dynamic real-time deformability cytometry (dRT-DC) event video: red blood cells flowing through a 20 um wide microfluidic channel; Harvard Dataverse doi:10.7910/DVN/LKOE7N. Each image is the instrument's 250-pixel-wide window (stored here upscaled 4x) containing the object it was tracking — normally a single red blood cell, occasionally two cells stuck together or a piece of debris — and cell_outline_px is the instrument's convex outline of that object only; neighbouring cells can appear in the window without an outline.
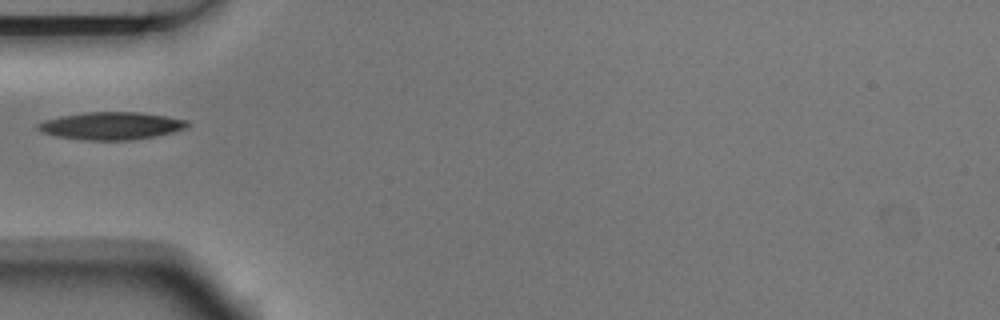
{"species": "Egyptian fruit bat (a non-hibernating species)", "species_latin": "Rousettus aegyptiacus", "temperature_condition": "room temperature", "stored_images_in_passage": 1, "camera_frame_rate_fps": 3000, "um_per_image_px": 0.085, "animal": {"sex": "male"}, "frame": {"image": 1, "passage_image": 1, "time_ms": 0.0, "image_size_px": [1000, 320], "cell_outline_px": [[188, 128], [172, 132], [132, 140], [84, 140], [56, 136], [40, 132], [36, 128], [36, 124], [44, 120], [60, 116], [88, 112], [140, 112], [188, 120]], "centroid_in_image_um": [9.41, 10.69], "position_along_channel_um": 75.6, "area_um2": 23.99}}